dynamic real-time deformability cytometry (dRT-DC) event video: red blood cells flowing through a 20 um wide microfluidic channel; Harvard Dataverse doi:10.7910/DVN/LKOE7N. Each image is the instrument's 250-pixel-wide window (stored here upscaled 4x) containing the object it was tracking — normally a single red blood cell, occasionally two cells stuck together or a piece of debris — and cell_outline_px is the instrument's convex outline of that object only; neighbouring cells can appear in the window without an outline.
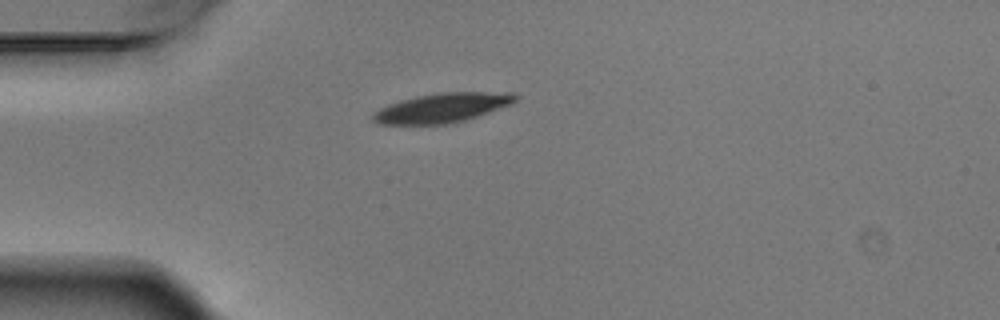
{"species": "Egyptian fruit bat (a non-hibernating species)", "species_latin": "Rousettus aegyptiacus", "temperature_condition": "warm", "stored_images_in_passage": 5, "camera_frame_rate_fps": 3000, "um_per_image_px": 0.085, "animal": {"sex": "male"}, "frame": {"image": 1, "passage_image": 1, "time_ms": 0.0, "image_size_px": [1000, 320], "cell_outline_px": [[520, 96], [512, 104], [464, 120], [444, 124], [380, 124], [372, 120], [372, 112], [388, 104], [400, 100], [416, 96], [440, 92], [512, 92]], "centroid_in_image_um": [37.58, 9.15], "position_along_channel_um": 47.4, "area_um2": 24.39}}
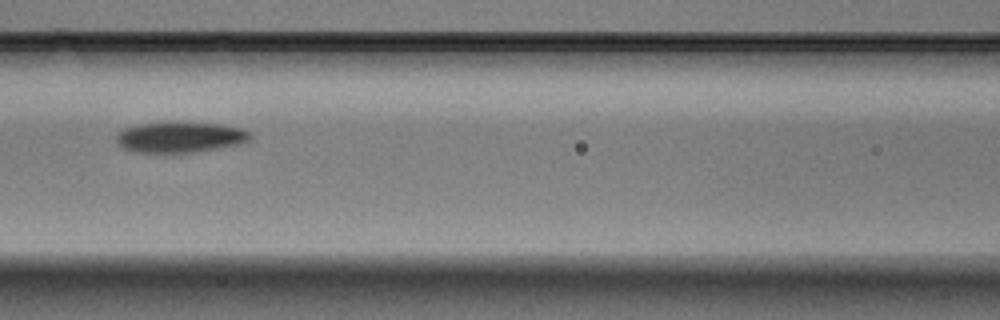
{"frame": {"image": 2, "passage_image": 4, "time_ms": 1.0, "image_size_px": [1000, 320], "cell_outline_px": [[252, 136], [248, 140], [240, 144], [192, 152], [136, 152], [124, 148], [116, 140], [116, 136], [124, 128], [136, 124], [164, 120], [220, 124], [240, 128], [252, 132]], "centroid_in_image_um": [15.3, 11.61], "position_along_channel_um": 151.3, "area_um2": 24.28}}
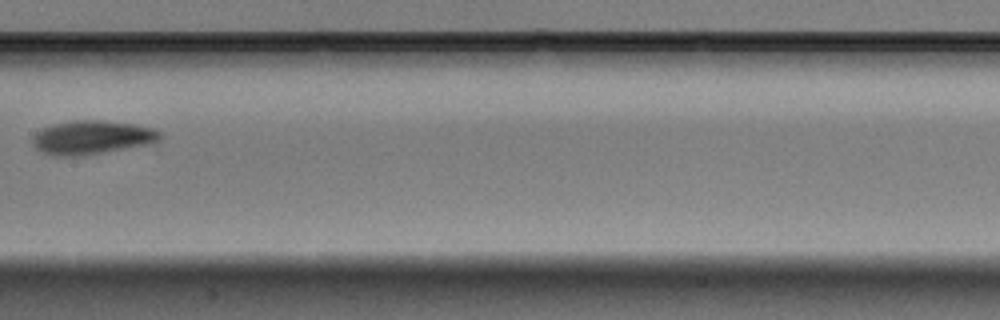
{"frame": {"image": 3, "passage_image": 5, "time_ms": 1.333, "image_size_px": [1000, 320], "cell_outline_px": [[160, 140], [144, 144], [124, 148], [100, 152], [72, 156], [52, 156], [36, 148], [32, 144], [32, 136], [40, 128], [52, 124], [72, 120], [104, 120], [136, 124], [156, 128], [160, 132]], "centroid_in_image_um": [7.76, 11.65], "position_along_channel_um": 199.6, "area_um2": 24.91}}